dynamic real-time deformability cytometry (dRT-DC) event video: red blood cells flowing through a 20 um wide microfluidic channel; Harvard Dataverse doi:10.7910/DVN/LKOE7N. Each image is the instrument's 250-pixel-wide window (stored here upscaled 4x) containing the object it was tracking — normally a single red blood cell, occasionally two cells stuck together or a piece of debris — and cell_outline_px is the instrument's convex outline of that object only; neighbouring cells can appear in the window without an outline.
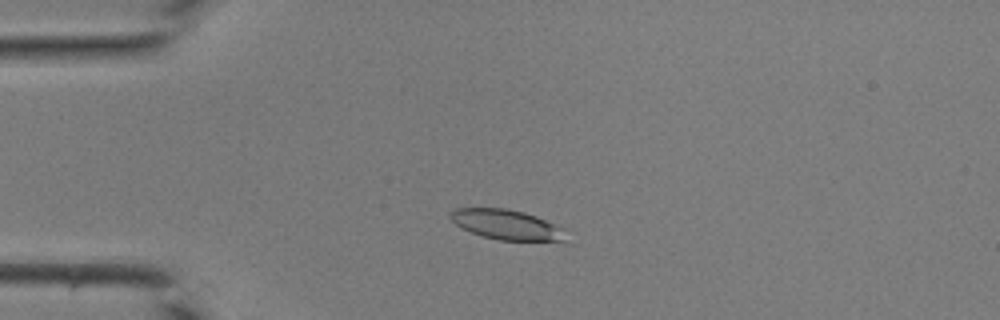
{"species": "common noctule bat (a hibernating species)", "species_latin": "Nyctalus noctula", "temperature_condition": "room temperature", "stored_images_in_passage": 40, "camera_frame_rate_fps": 3000, "um_per_image_px": 0.085, "animal": {"sex": "male", "body_mass_g": 19.0, "forearm_length_mm": 50.8}, "frame": {"image": 1, "passage_image": 8, "time_ms": 2.333, "image_size_px": [1000, 320], "cell_outline_px": [[564, 240], [500, 240], [484, 236], [472, 232], [456, 224], [452, 220], [452, 208], [504, 208], [524, 212], [536, 216], [560, 228]], "centroid_in_image_um": [42.98, 19.07], "position_along_channel_um": 42.0, "area_um2": 19.25}}
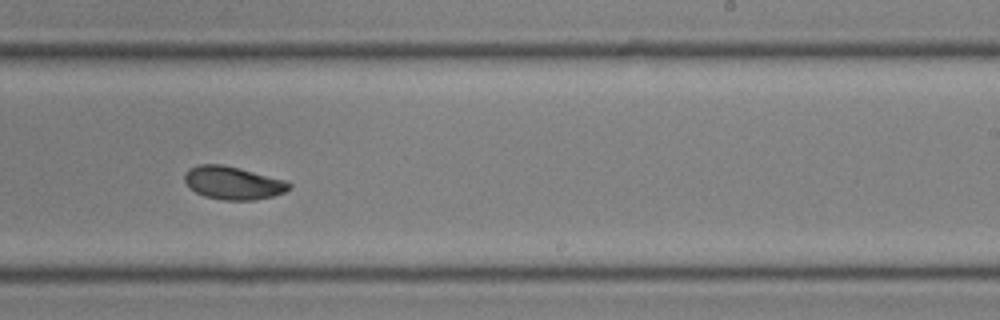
{"frame": {"image": 2, "passage_image": 24, "time_ms": 7.667, "image_size_px": [1000, 320], "cell_outline_px": [[292, 188], [284, 192], [272, 196], [256, 200], [224, 200], [204, 196], [196, 192], [184, 180], [184, 176], [188, 168], [200, 164], [220, 164], [240, 168], [288, 180], [292, 184]], "centroid_in_image_um": [19.86, 15.54], "position_along_channel_um": 269.1, "area_um2": 20.23}}
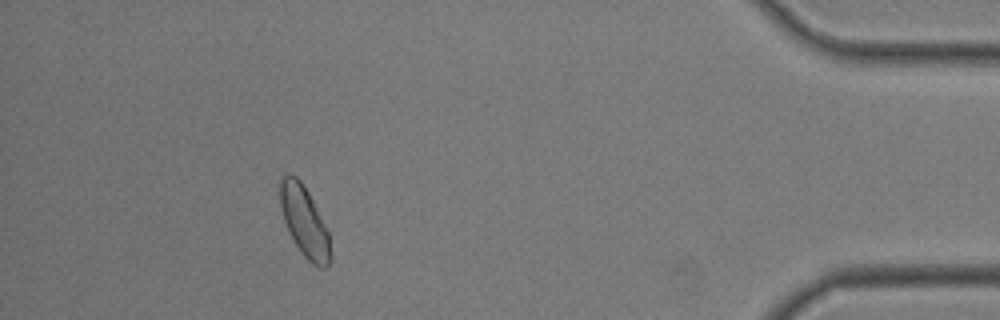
{"frame": {"image": 3, "passage_image": 36, "time_ms": 11.667, "image_size_px": [1000, 320], "cell_outline_px": [[332, 260], [328, 268], [320, 268], [312, 264], [300, 252], [292, 240], [288, 232], [280, 208], [280, 180], [284, 176], [296, 176], [300, 180], [308, 192], [328, 232], [332, 252]], "centroid_in_image_um": [25.89, 18.92], "position_along_channel_um": 409.3, "area_um2": 20.69}}